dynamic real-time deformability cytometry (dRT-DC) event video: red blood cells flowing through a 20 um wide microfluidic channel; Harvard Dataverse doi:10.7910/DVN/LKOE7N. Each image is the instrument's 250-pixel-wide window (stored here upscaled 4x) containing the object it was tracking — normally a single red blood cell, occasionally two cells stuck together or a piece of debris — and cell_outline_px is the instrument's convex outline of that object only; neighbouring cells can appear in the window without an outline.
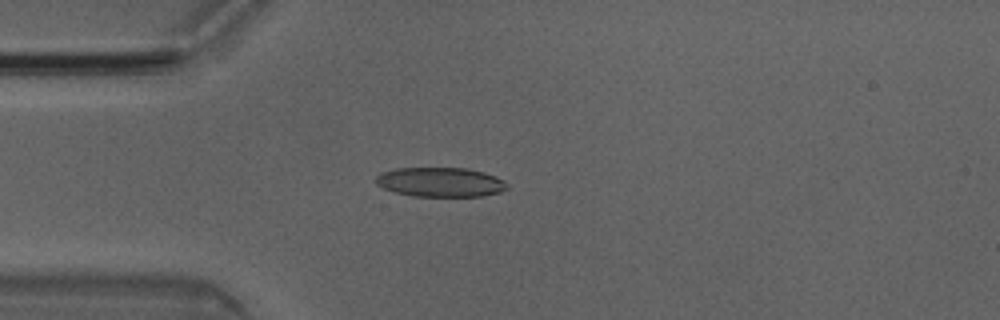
{"species": "Egyptian fruit bat (a non-hibernating species)", "species_latin": "Rousettus aegyptiacus", "temperature_condition": "room temperature", "stored_images_in_passage": 1, "camera_frame_rate_fps": 3000, "um_per_image_px": 0.085, "animal": {"sex": "male"}, "frame": {"image": 1, "passage_image": 1, "time_ms": 0.0, "image_size_px": [1000, 320], "cell_outline_px": [[508, 188], [500, 192], [480, 196], [412, 196], [396, 192], [384, 188], [376, 184], [376, 176], [380, 172], [396, 168], [468, 168], [484, 172], [496, 176], [504, 180], [508, 184]], "centroid_in_image_um": [37.45, 15.47], "position_along_channel_um": 47.6, "area_um2": 22.6}}